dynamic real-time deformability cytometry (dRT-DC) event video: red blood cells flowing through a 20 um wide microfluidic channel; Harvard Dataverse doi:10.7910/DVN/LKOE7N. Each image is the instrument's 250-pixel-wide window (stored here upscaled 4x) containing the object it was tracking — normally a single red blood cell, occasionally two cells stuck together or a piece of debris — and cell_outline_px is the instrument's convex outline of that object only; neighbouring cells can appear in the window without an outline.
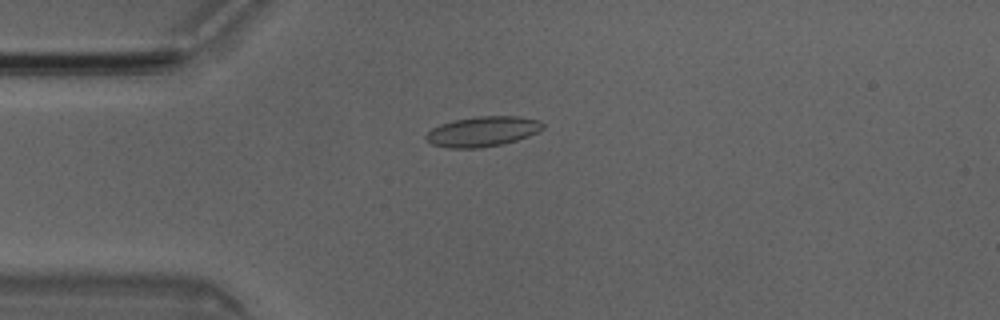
{"species": "Egyptian fruit bat (a non-hibernating species)", "species_latin": "Rousettus aegyptiacus", "temperature_condition": "room temperature", "stored_images_in_passage": 3, "camera_frame_rate_fps": 3000, "um_per_image_px": 0.085, "animal": {"sex": "male"}, "frame": {"image": 1, "passage_image": 3, "time_ms": 0.667, "image_size_px": [1000, 320], "cell_outline_px": [[544, 128], [528, 136], [516, 140], [500, 144], [480, 148], [448, 148], [432, 144], [424, 136], [432, 128], [440, 124], [452, 120], [476, 116], [520, 116], [540, 120], [544, 124]], "centroid_in_image_um": [41.02, 11.16], "position_along_channel_um": 44.0, "area_um2": 20.52}}